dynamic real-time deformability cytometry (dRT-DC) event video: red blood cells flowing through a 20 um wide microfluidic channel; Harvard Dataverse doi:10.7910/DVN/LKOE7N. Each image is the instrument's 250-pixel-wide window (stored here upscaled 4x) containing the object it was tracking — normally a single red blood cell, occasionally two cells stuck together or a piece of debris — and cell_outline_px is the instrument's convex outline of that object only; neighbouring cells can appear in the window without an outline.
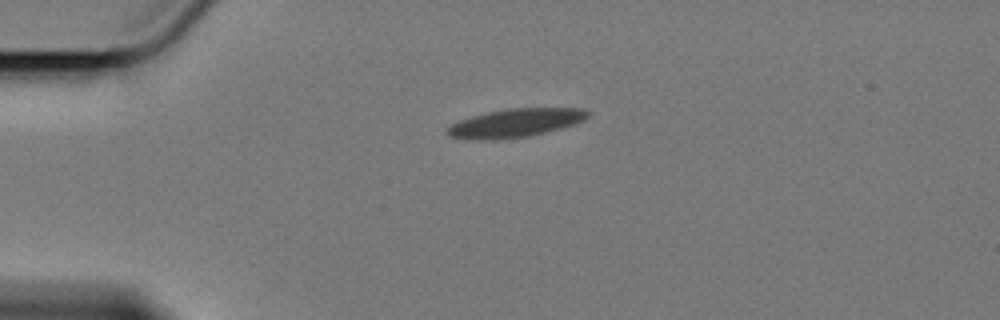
{"species": "Egyptian fruit bat (a non-hibernating species)", "species_latin": "Rousettus aegyptiacus", "temperature_condition": "cold", "stored_images_in_passage": 46, "camera_frame_rate_fps": 3000, "um_per_image_px": 0.085, "animal": {"sex": "female"}, "frame": {"image": 1, "passage_image": 1, "time_ms": 0.0, "image_size_px": [1000, 320], "cell_outline_px": [[592, 112], [588, 116], [572, 124], [524, 136], [448, 136], [444, 132], [448, 124], [472, 116], [488, 112], [508, 108], [584, 108]], "centroid_in_image_um": [43.85, 10.36], "position_along_channel_um": 41.2, "area_um2": 21.56}}
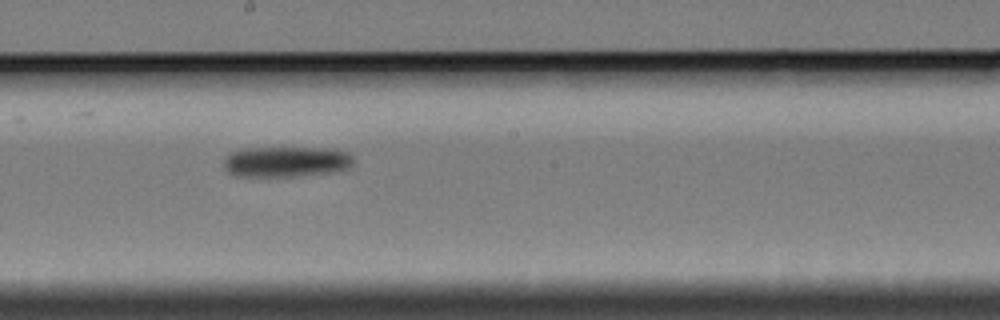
{"frame": {"image": 2, "passage_image": 20, "time_ms": 6.333, "image_size_px": [1000, 320], "cell_outline_px": [[352, 164], [348, 168], [332, 172], [292, 176], [236, 176], [228, 172], [224, 168], [224, 160], [228, 152], [240, 148], [336, 148], [348, 152], [352, 156]], "centroid_in_image_um": [24.29, 13.73], "position_along_channel_um": 223.9, "area_um2": 23.29}}
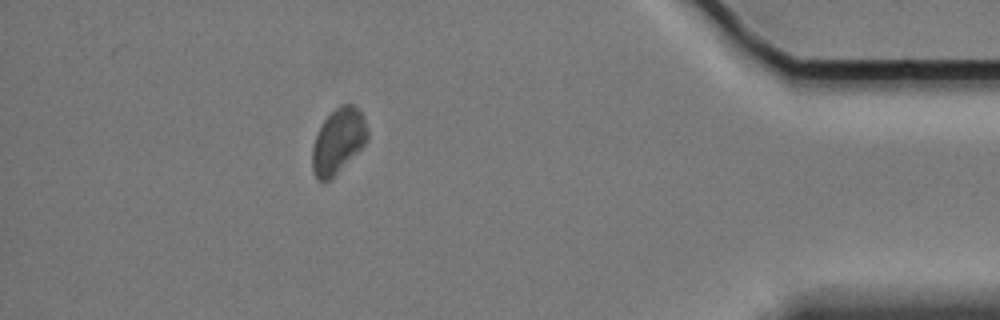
{"frame": {"image": 3, "passage_image": 40, "time_ms": 13.0, "image_size_px": [1000, 320], "cell_outline_px": [[368, 140], [328, 180], [316, 180], [312, 172], [312, 148], [316, 136], [324, 120], [340, 104], [352, 104], [364, 116], [368, 132]], "centroid_in_image_um": [28.73, 11.96], "position_along_channel_um": 406.5, "area_um2": 20.35}, "authors_computed_cell_mechanics": {"area_um2": 22.4553, "velocity_mm_per_s": 3.368, "shape_relaxation_time_tau1_ms": 4.1849, "shape_relaxation_time_tau2_ms": null, "deformation_change_tau1": 0.0954, "deformation_change_tau2": null}}